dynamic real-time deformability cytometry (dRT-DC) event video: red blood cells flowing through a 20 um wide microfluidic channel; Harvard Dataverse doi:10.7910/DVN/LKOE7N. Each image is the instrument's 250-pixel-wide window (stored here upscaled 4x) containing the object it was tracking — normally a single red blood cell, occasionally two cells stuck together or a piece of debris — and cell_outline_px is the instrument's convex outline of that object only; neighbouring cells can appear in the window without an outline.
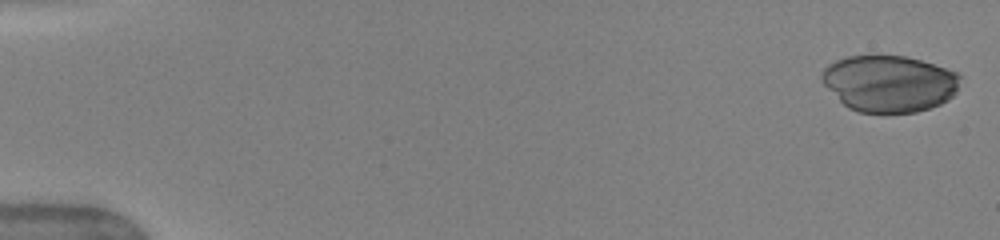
{"species": "human", "species_latin": "Homo sapiens", "temperature_condition": "warm", "stored_images_in_passage": 50, "camera_frame_rate_fps": 3000, "um_per_image_px": 0.085, "donor": {"sex": "female"}, "frame": {"image": 1, "passage_image": 1, "time_ms": 0.0, "image_size_px": [1000, 240], "cell_outline_px": [[960, 76], [956, 92], [948, 100], [940, 104], [916, 112], [860, 112], [848, 108], [820, 80], [820, 72], [828, 64], [836, 60], [848, 56], [904, 56], [920, 60], [956, 72]], "centroid_in_image_um": [75.56, 7.09], "position_along_channel_um": 9.4, "area_um2": 45.26}}
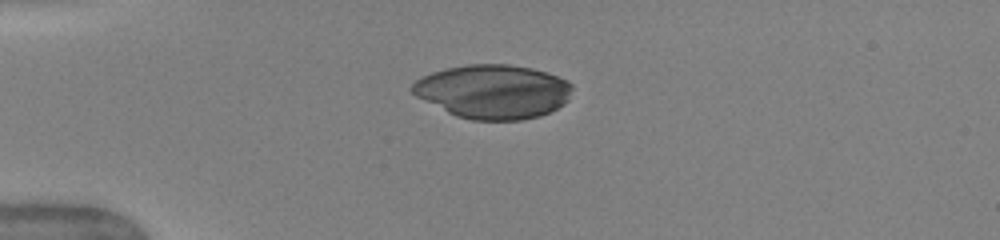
{"frame": {"image": 2, "passage_image": 13, "time_ms": 4.0, "image_size_px": [1000, 240], "cell_outline_px": [[572, 88], [568, 100], [564, 104], [540, 116], [520, 120], [472, 120], [456, 116], [416, 96], [408, 88], [416, 80], [432, 72], [448, 68], [468, 64], [508, 64], [532, 68], [568, 80], [572, 84]], "centroid_in_image_um": [41.92, 7.78], "position_along_channel_um": 43.1, "area_um2": 50.17}}
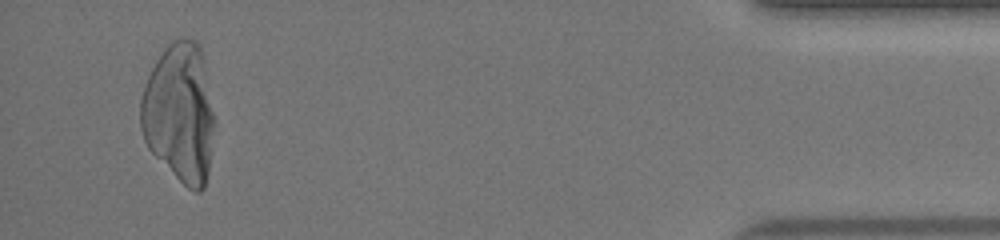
{"frame": {"image": 3, "passage_image": 48, "time_ms": 15.667, "image_size_px": [1000, 240], "cell_outline_px": [[216, 124], [208, 172], [204, 188], [200, 192], [196, 192], [188, 188], [148, 148], [144, 140], [140, 128], [140, 100], [148, 76], [156, 60], [164, 48], [172, 40], [196, 40], [200, 44], [204, 56], [216, 120]], "centroid_in_image_um": [15.3, 9.58], "position_along_channel_um": 419.9, "area_um2": 60.46}}